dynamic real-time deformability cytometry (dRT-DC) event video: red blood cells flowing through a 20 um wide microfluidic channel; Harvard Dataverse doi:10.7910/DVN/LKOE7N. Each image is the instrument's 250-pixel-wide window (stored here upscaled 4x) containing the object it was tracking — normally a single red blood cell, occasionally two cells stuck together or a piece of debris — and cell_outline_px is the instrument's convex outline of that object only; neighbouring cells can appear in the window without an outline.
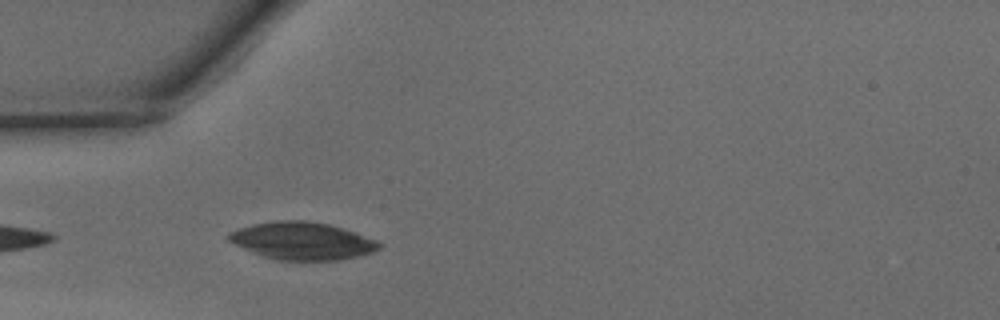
{"species": "common noctule bat (a hibernating species)", "species_latin": "Nyctalus noctula", "temperature_condition": "warm", "stored_images_in_passage": 18, "camera_frame_rate_fps": 3000, "um_per_image_px": 0.085, "animal": {"sex": "male", "body_mass_g": 15.6}, "frame": {"image": 1, "passage_image": 3, "time_ms": 0.667, "image_size_px": [1000, 320], "cell_outline_px": [[384, 244], [380, 248], [372, 252], [340, 260], [276, 260], [264, 256], [244, 248], [228, 240], [224, 236], [228, 232], [236, 228], [252, 224], [276, 220], [304, 220], [328, 224], [376, 240]], "centroid_in_image_um": [25.64, 20.47], "position_along_channel_um": 59.4, "area_um2": 32.71}}